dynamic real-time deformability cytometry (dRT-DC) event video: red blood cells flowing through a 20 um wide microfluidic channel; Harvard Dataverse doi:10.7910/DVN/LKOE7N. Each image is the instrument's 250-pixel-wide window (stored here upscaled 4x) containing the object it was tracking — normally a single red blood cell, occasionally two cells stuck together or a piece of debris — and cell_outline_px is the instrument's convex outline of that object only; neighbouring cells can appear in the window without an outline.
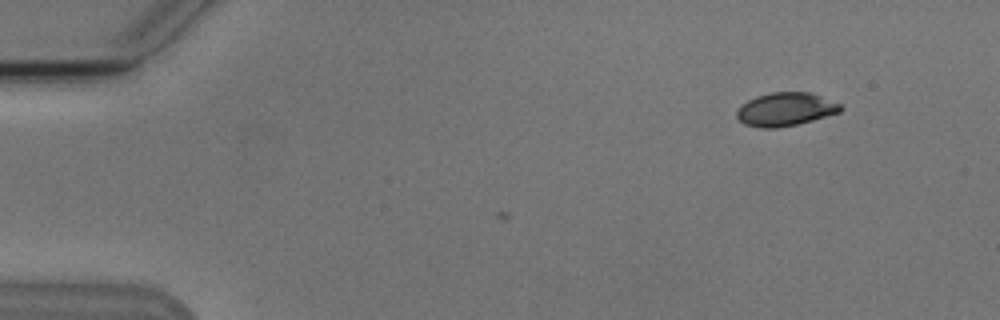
{"species": "Egyptian fruit bat (a non-hibernating species)", "species_latin": "Rousettus aegyptiacus", "temperature_condition": "cold", "stored_images_in_passage": 3, "camera_frame_rate_fps": 3000, "um_per_image_px": 0.085, "animal": {"sex": "male"}, "frame": {"image": 1, "passage_image": 3, "time_ms": 2.333, "image_size_px": [1000, 320], "cell_outline_px": [[844, 108], [840, 112], [812, 120], [796, 124], [776, 128], [760, 128], [744, 124], [736, 116], [736, 112], [748, 100], [756, 96], [772, 92], [812, 92], [840, 104]], "centroid_in_image_um": [66.78, 9.29], "position_along_channel_um": 18.2, "area_um2": 20.06}}